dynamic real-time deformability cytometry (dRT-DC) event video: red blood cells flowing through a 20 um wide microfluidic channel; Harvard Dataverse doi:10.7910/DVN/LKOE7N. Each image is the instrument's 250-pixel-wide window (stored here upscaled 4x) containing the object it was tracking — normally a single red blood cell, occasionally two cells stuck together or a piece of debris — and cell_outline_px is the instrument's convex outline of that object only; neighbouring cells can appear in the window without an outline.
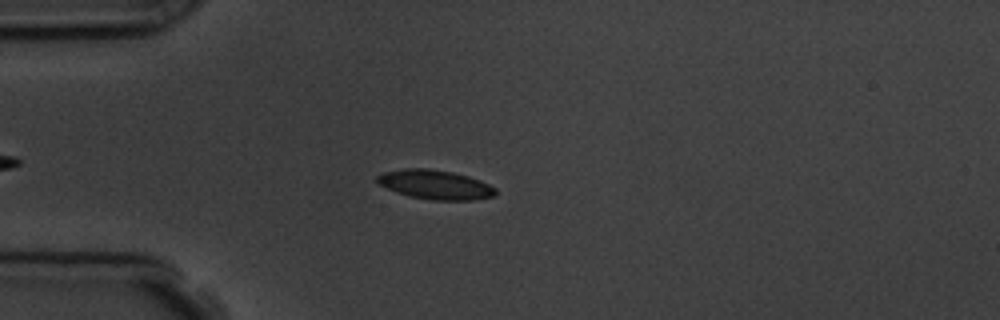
{"species": "common noctule bat (a hibernating species)", "species_latin": "Nyctalus noctula", "temperature_condition": "room temperature", "stored_images_in_passage": 4, "camera_frame_rate_fps": 3000, "um_per_image_px": 0.085, "animal": {"sex": "male", "body_mass_g": 19.5, "forearm_length_mm": 54.6}, "frame": {"image": 1, "passage_image": 4, "time_ms": 4.333, "image_size_px": [1000, 320], "cell_outline_px": [[496, 196], [476, 200], [432, 200], [408, 196], [396, 192], [380, 184], [376, 180], [376, 176], [384, 172], [404, 168], [428, 168], [452, 172], [468, 176], [480, 180], [496, 188]], "centroid_in_image_um": [37.02, 15.7], "position_along_channel_um": 48.0, "area_um2": 20.29}}